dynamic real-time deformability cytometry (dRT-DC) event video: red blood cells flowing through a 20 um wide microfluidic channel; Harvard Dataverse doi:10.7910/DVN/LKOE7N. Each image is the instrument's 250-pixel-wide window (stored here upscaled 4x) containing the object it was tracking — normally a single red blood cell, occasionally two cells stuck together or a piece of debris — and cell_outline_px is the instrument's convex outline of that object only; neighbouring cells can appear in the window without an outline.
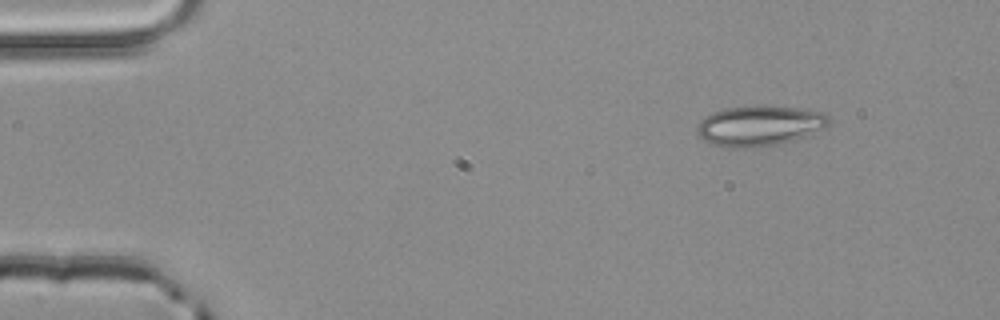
{"species": "common noctule bat (a hibernating species)", "species_latin": "Nyctalus noctula", "temperature_condition": "room temperature", "stored_images_in_passage": 2, "camera_frame_rate_fps": 3000, "um_per_image_px": 0.085, "animal": {"sex": "male", "body_mass_g": 20.4}, "frame": {"image": 1, "passage_image": 1, "time_ms": 0.0, "image_size_px": [1000, 320], "cell_outline_px": [[832, 124], [824, 128], [804, 136], [792, 140], [776, 144], [740, 148], [732, 148], [712, 144], [704, 140], [700, 136], [696, 128], [696, 124], [704, 116], [712, 112], [724, 108], [756, 104], [760, 104], [800, 108], [824, 112], [828, 116]], "centroid_in_image_um": [64.55, 10.65], "position_along_channel_um": 20.5, "area_um2": 31.33}}